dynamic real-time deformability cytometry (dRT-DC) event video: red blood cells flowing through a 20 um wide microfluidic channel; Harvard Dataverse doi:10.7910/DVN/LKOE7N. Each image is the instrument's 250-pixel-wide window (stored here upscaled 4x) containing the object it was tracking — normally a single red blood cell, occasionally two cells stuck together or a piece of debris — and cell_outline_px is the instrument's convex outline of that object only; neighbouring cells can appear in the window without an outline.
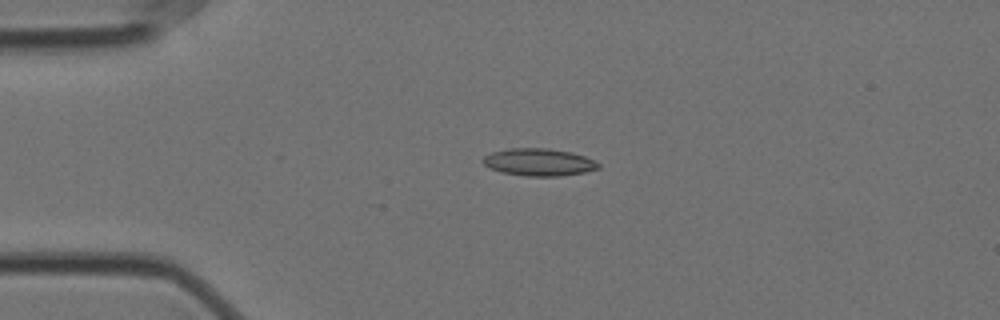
{"species": "Egyptian fruit bat (a non-hibernating species)", "species_latin": "Rousettus aegyptiacus", "temperature_condition": "cold", "stored_images_in_passage": 45, "camera_frame_rate_fps": 3000, "um_per_image_px": 0.085, "animal": {"sex": "female"}, "frame": {"image": 1, "passage_image": 1, "time_ms": 0.0, "image_size_px": [1000, 320], "cell_outline_px": [[600, 168], [584, 172], [560, 176], [524, 176], [500, 172], [484, 164], [480, 160], [484, 156], [492, 152], [508, 148], [548, 148], [572, 152], [584, 156], [600, 164]], "centroid_in_image_um": [45.78, 13.78], "position_along_channel_um": 39.2, "area_um2": 18.44}}
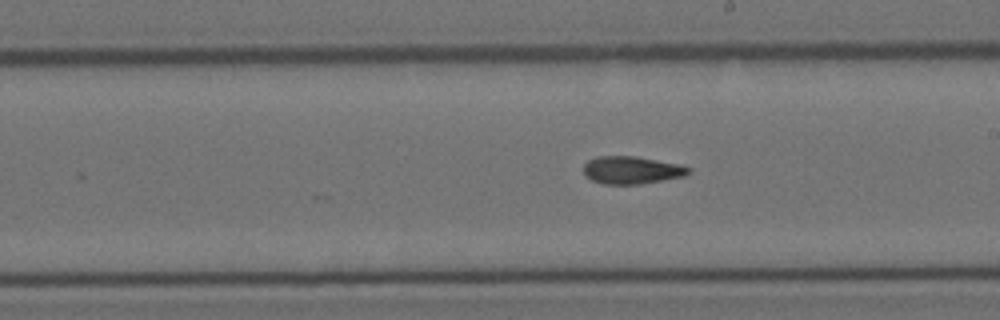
{"frame": {"image": 2, "passage_image": 20, "time_ms": 6.333, "image_size_px": [1000, 320], "cell_outline_px": [[692, 172], [684, 176], [640, 184], [604, 184], [592, 180], [584, 176], [584, 164], [588, 160], [596, 156], [636, 156], [680, 164], [692, 168]], "centroid_in_image_um": [53.7, 14.45], "position_along_channel_um": 235.3, "area_um2": 17.05}}
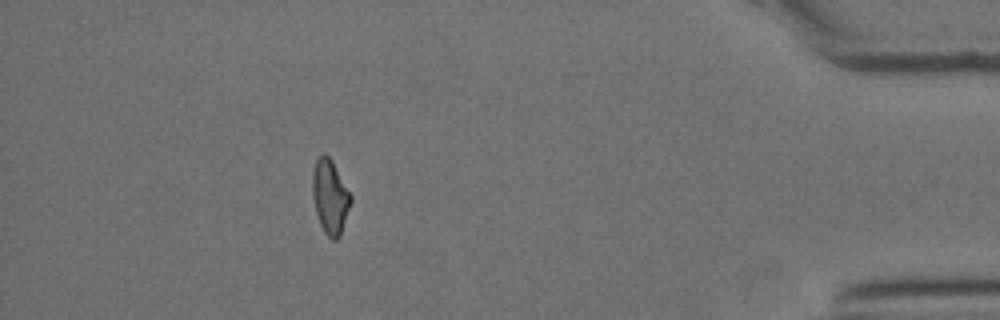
{"frame": {"image": 3, "passage_image": 39, "time_ms": 12.667, "image_size_px": [1000, 320], "cell_outline_px": [[352, 200], [340, 236], [336, 240], [332, 240], [324, 232], [320, 224], [316, 212], [312, 196], [312, 172], [316, 160], [324, 152], [332, 160], [352, 196]], "centroid_in_image_um": [28.05, 16.72], "position_along_channel_um": 407.1, "area_um2": 16.59}, "authors_computed_cell_mechanics": {"area_um2": 16.9932, "velocity_mm_per_s": 3.5311, "shape_relaxation_time_tau1_ms": null, "shape_relaxation_time_tau2_ms": 5.3801, "deformation_change_tau1": null, "deformation_change_tau2": 0.1281}}